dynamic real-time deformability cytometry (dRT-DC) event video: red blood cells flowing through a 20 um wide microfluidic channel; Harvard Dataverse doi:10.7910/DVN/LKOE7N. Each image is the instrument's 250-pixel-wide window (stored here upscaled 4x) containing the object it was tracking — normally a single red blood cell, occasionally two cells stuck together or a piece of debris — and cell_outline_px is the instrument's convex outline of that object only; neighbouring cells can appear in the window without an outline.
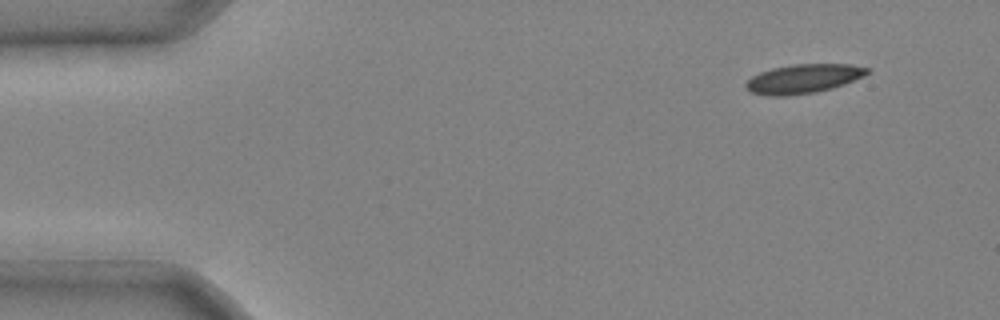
{"species": "common noctule bat (a hibernating species)", "species_latin": "Nyctalus noctula", "temperature_condition": "cold", "stored_images_in_passage": 3, "camera_frame_rate_fps": 3000, "um_per_image_px": 0.085, "animal": {"sex": "male", "body_mass_g": 20.4}, "frame": {"image": 1, "passage_image": 1, "time_ms": 0.0, "image_size_px": [1000, 320], "cell_outline_px": [[872, 68], [864, 76], [828, 88], [812, 92], [784, 96], [772, 96], [752, 92], [744, 84], [752, 76], [760, 72], [772, 68], [792, 64], [852, 64]], "centroid_in_image_um": [68.28, 6.66], "position_along_channel_um": 16.7, "area_um2": 20.11}}
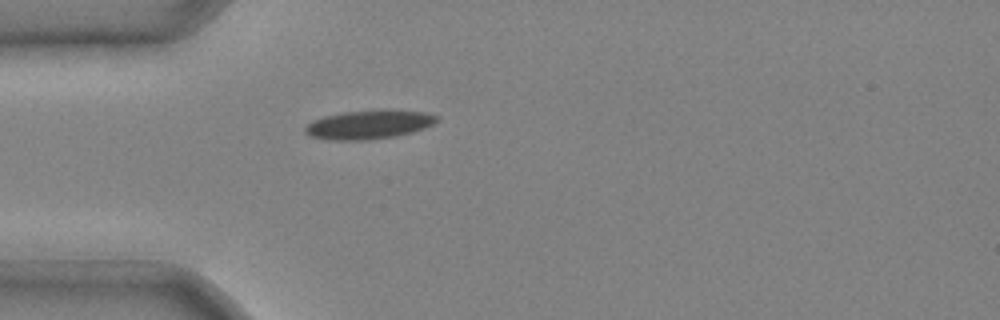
{"frame": {"image": 2, "passage_image": 3, "time_ms": 0.667, "image_size_px": [1000, 320], "cell_outline_px": [[440, 116], [432, 124], [424, 128], [412, 132], [396, 136], [368, 140], [328, 140], [308, 136], [304, 132], [304, 128], [312, 120], [324, 116], [344, 112], [424, 112]], "centroid_in_image_um": [31.26, 10.64], "position_along_channel_um": 53.7, "area_um2": 21.39}}